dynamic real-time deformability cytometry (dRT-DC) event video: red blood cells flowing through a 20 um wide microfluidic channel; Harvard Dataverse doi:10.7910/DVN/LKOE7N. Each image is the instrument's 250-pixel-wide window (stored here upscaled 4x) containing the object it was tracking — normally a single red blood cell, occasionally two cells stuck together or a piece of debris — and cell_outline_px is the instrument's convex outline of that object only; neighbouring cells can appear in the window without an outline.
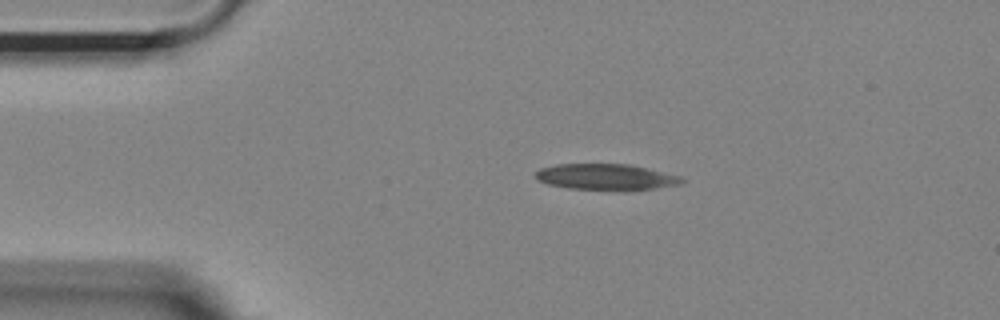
{"species": "Egyptian fruit bat (a non-hibernating species)", "species_latin": "Rousettus aegyptiacus", "temperature_condition": "room temperature", "stored_images_in_passage": 26, "camera_frame_rate_fps": 3000, "um_per_image_px": 0.085, "animal": {"sex": "female"}, "frame": {"image": 1, "passage_image": 1, "time_ms": 0.0, "image_size_px": [1000, 320], "cell_outline_px": [[688, 180], [684, 184], [632, 192], [620, 192], [568, 188], [548, 184], [536, 180], [532, 176], [540, 168], [556, 164], [628, 164], [648, 168], [680, 176]], "centroid_in_image_um": [51.57, 15.08], "position_along_channel_um": 33.4, "area_um2": 23.24}}
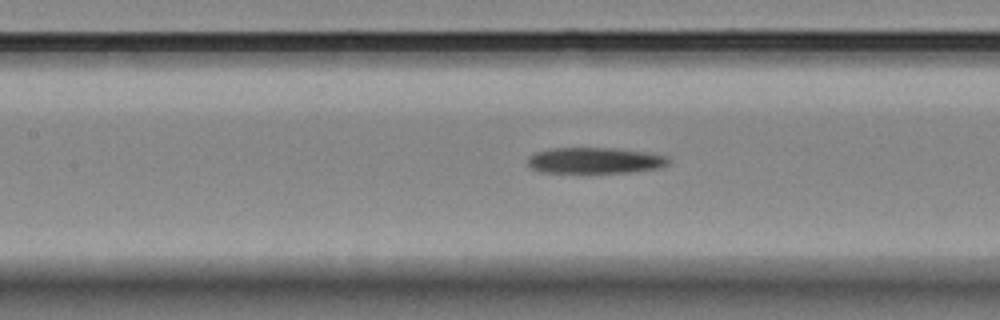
{"frame": {"image": 2, "passage_image": 14, "time_ms": 4.333, "image_size_px": [1000, 320], "cell_outline_px": [[672, 160], [668, 164], [660, 168], [628, 172], [540, 172], [532, 168], [528, 164], [528, 156], [536, 152], [552, 148], [612, 148], [648, 152], [668, 156]], "centroid_in_image_um": [50.61, 13.63], "position_along_channel_um": 156.8, "area_um2": 21.33}}
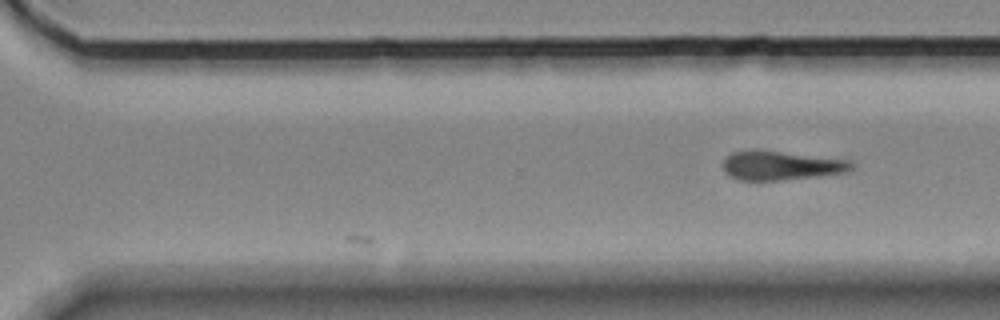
{"frame": {"image": 3, "passage_image": 26, "time_ms": 8.333, "image_size_px": [1000, 320], "cell_outline_px": [[852, 168], [848, 172], [816, 176], [780, 180], [740, 180], [724, 172], [724, 160], [732, 152], [748, 148], [760, 148], [852, 160]], "centroid_in_image_um": [66.38, 14.02], "position_along_channel_um": 304.2, "area_um2": 22.25}}